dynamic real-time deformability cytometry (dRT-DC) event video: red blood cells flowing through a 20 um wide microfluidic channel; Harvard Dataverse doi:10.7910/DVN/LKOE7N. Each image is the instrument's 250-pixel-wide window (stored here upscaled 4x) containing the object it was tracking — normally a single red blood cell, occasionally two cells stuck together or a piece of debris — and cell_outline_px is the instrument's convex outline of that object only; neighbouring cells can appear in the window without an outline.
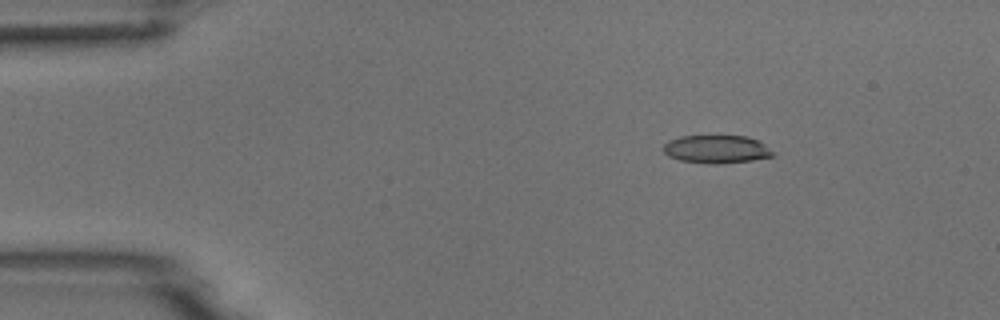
{"species": "common noctule bat (a hibernating species)", "species_latin": "Nyctalus noctula", "temperature_condition": "room temperature", "stored_images_in_passage": 7, "camera_frame_rate_fps": 3000, "um_per_image_px": 0.085, "animal": {"sex": "male", "body_mass_g": 18.8}, "frame": {"image": 1, "passage_image": 3, "time_ms": 0.667, "image_size_px": [1000, 320], "cell_outline_px": [[776, 156], [752, 160], [720, 164], [716, 164], [680, 160], [668, 156], [664, 152], [664, 144], [668, 140], [680, 136], [748, 136], [764, 144]], "centroid_in_image_um": [60.89, 12.68], "position_along_channel_um": 24.1, "area_um2": 17.8}}
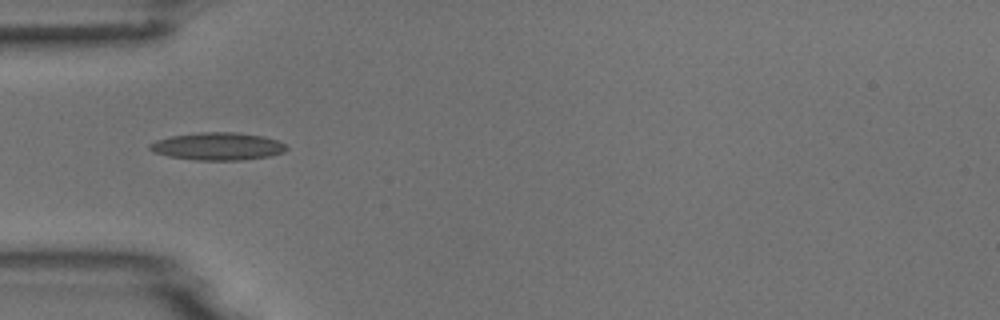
{"frame": {"image": 2, "passage_image": 5, "time_ms": 1.333, "image_size_px": [1000, 320], "cell_outline_px": [[288, 148], [284, 152], [268, 156], [244, 160], [196, 160], [168, 156], [152, 152], [148, 148], [148, 144], [156, 140], [172, 136], [200, 132], [236, 132], [264, 136], [276, 140], [284, 144]], "centroid_in_image_um": [18.48, 12.44], "position_along_channel_um": 66.5, "area_um2": 22.02}}